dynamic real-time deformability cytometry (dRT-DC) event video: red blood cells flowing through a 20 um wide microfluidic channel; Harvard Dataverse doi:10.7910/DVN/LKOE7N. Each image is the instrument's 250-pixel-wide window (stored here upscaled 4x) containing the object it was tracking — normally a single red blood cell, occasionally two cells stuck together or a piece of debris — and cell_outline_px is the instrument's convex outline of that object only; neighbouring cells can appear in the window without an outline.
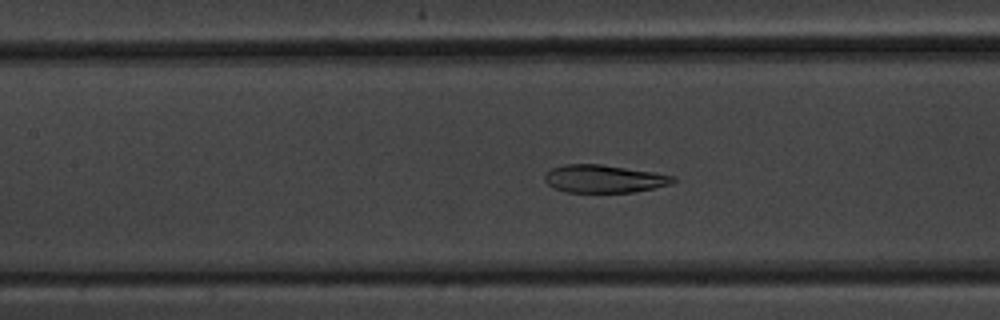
{"species": "common noctule bat (a hibernating species)", "species_latin": "Nyctalus noctula", "temperature_condition": "warm", "stored_images_in_passage": 60, "camera_frame_rate_fps": 3000, "um_per_image_px": 0.085, "animal": {"sex": "male", "body_mass_g": 20.1, "forearm_length_mm": 53.5}, "frame": {"image": 1, "passage_image": 27, "time_ms": 8.667, "image_size_px": [1000, 320], "cell_outline_px": [[676, 180], [672, 184], [632, 192], [568, 192], [556, 188], [548, 184], [544, 180], [544, 172], [552, 168], [564, 164], [600, 164], [652, 172], [676, 176]], "centroid_in_image_um": [51.32, 15.19], "position_along_channel_um": 156.1, "area_um2": 20.69}}
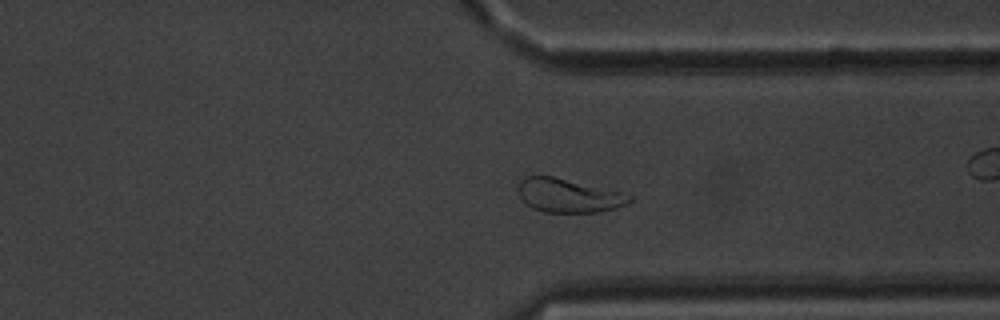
{"frame": {"image": 2, "passage_image": 45, "time_ms": 14.667, "image_size_px": [1000, 320], "cell_outline_px": [[632, 200], [628, 204], [616, 208], [600, 212], [544, 212], [532, 208], [524, 204], [520, 196], [520, 180], [524, 176], [552, 176], [620, 192], [632, 196]], "centroid_in_image_um": [48.32, 16.64], "position_along_channel_um": 363.1, "area_um2": 21.68}}
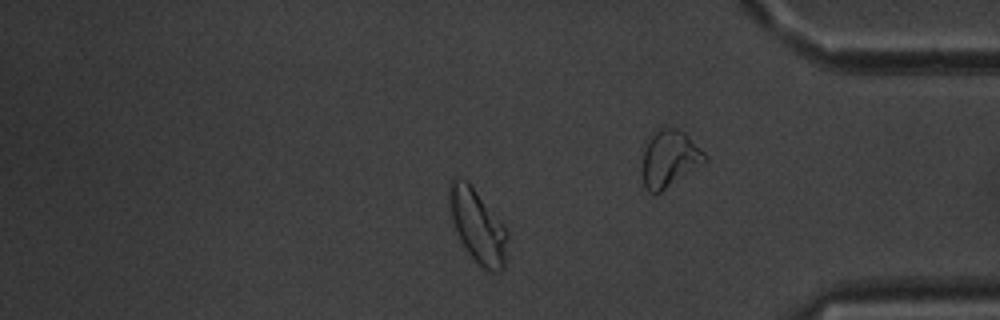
{"frame": {"image": 3, "passage_image": 50, "time_ms": 16.333, "image_size_px": [1000, 320], "cell_outline_px": [[508, 236], [504, 268], [500, 272], [488, 272], [468, 252], [460, 240], [452, 220], [448, 196], [448, 184], [452, 176], [468, 180], [508, 228]], "centroid_in_image_um": [40.61, 19.16], "position_along_channel_um": 394.6, "area_um2": 25.32}, "authors_computed_cell_mechanics": {"area_um2": 24.9118, "velocity_mm_per_s": 3.4573, "shape_relaxation_time_tau1_ms": 6.4226, "shape_relaxation_time_tau2_ms": 1.8163, "deformation_change_tau1": 0.1845, "deformation_change_tau2": 0.0675}}